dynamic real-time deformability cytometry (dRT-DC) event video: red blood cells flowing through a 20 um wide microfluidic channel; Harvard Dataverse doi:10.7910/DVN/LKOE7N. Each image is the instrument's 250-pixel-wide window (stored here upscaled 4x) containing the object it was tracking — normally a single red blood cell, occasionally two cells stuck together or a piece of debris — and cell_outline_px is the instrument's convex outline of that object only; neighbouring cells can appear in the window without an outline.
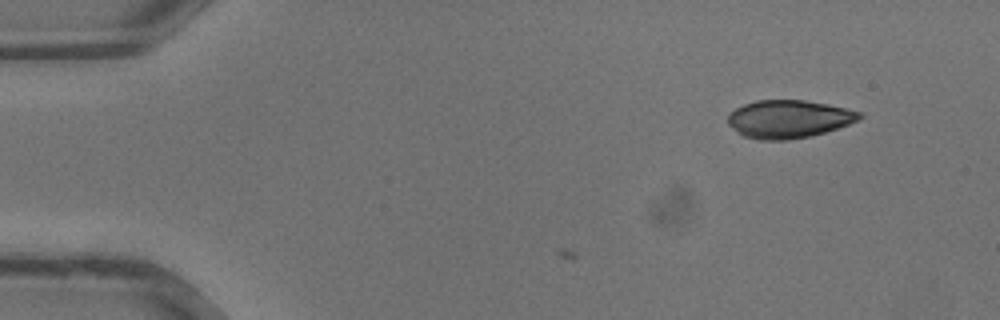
{"species": "common noctule bat (a hibernating species)", "species_latin": "Nyctalus noctula", "temperature_condition": "warm", "stored_images_in_passage": 5, "camera_frame_rate_fps": 3000, "um_per_image_px": 0.085, "animal": {"sex": "male", "body_mass_g": 13.3}, "frame": {"image": 1, "passage_image": 5, "time_ms": 1.333, "image_size_px": [1000, 320], "cell_outline_px": [[864, 116], [848, 124], [812, 136], [788, 140], [760, 140], [744, 136], [736, 132], [728, 124], [728, 116], [736, 108], [744, 104], [756, 100], [804, 100], [844, 108], [860, 112]], "centroid_in_image_um": [67.0, 10.13], "position_along_channel_um": 18.0, "area_um2": 28.84}}